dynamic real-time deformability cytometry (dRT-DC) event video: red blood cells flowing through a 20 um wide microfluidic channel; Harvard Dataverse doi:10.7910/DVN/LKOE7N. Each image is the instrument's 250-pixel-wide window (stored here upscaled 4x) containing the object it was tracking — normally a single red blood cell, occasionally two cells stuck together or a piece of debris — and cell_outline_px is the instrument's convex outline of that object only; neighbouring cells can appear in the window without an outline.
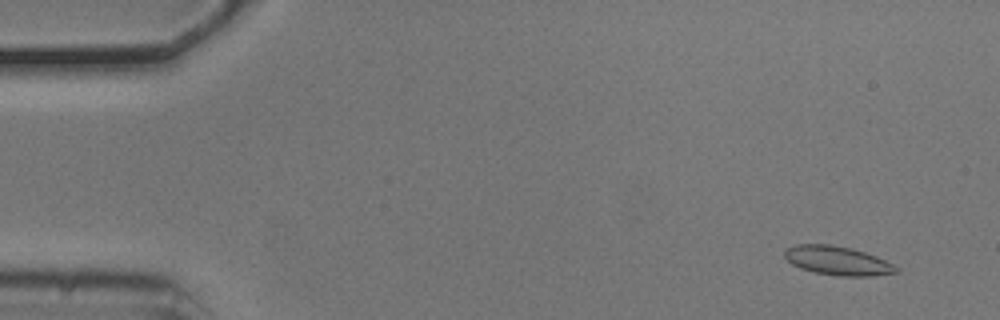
{"species": "common noctule bat (a hibernating species)", "species_latin": "Nyctalus noctula", "temperature_condition": "cold", "stored_images_in_passage": 55, "camera_frame_rate_fps": 3000, "um_per_image_px": 0.085, "animal": {"sex": "male", "body_mass_g": 20.5, "forearm_length_mm": 52.5}, "frame": {"image": 1, "passage_image": 4, "time_ms": 1.0, "image_size_px": [1000, 320], "cell_outline_px": [[900, 272], [872, 276], [836, 276], [816, 272], [800, 268], [792, 264], [784, 256], [784, 252], [788, 248], [796, 244], [832, 244], [852, 248], [876, 256], [900, 268]], "centroid_in_image_um": [71.21, 22.16], "position_along_channel_um": 13.8, "area_um2": 18.84}}
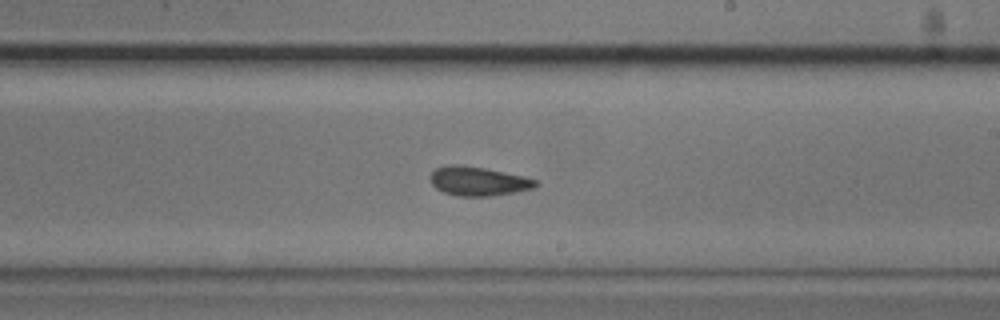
{"frame": {"image": 2, "passage_image": 32, "time_ms": 10.333, "image_size_px": [1000, 320], "cell_outline_px": [[540, 184], [532, 188], [512, 192], [488, 196], [456, 196], [444, 192], [436, 188], [432, 184], [428, 176], [436, 168], [452, 164], [456, 164], [484, 168], [524, 176], [536, 180]], "centroid_in_image_um": [40.61, 15.4], "position_along_channel_um": 248.4, "area_um2": 17.69}}
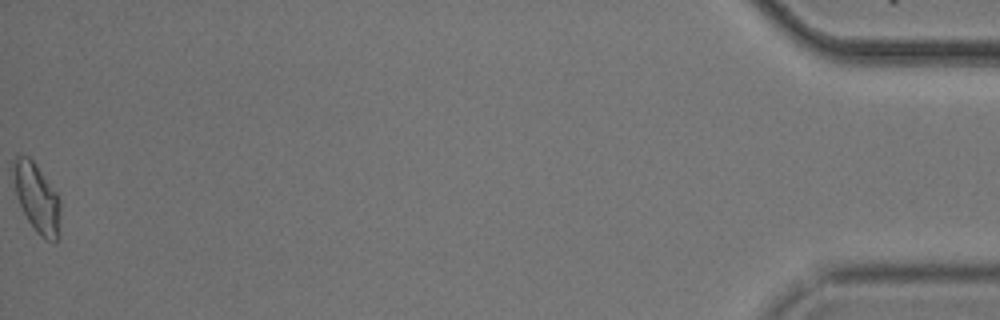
{"frame": {"image": 3, "passage_image": 55, "time_ms": 18.0, "image_size_px": [1000, 320], "cell_outline_px": [[60, 236], [56, 244], [44, 240], [36, 232], [28, 220], [16, 196], [12, 168], [12, 160], [16, 152], [28, 156], [36, 164], [56, 192], [60, 200]], "centroid_in_image_um": [3.14, 16.83], "position_along_channel_um": 432.1, "area_um2": 19.42}, "authors_computed_cell_mechanics": {"area_um2": 17.629, "velocity_mm_per_s": 3.7078, "shape_relaxation_time_tau1_ms": null, "shape_relaxation_time_tau2_ms": 2.7503, "deformation_change_tau1": null, "deformation_change_tau2": 0.0658}}